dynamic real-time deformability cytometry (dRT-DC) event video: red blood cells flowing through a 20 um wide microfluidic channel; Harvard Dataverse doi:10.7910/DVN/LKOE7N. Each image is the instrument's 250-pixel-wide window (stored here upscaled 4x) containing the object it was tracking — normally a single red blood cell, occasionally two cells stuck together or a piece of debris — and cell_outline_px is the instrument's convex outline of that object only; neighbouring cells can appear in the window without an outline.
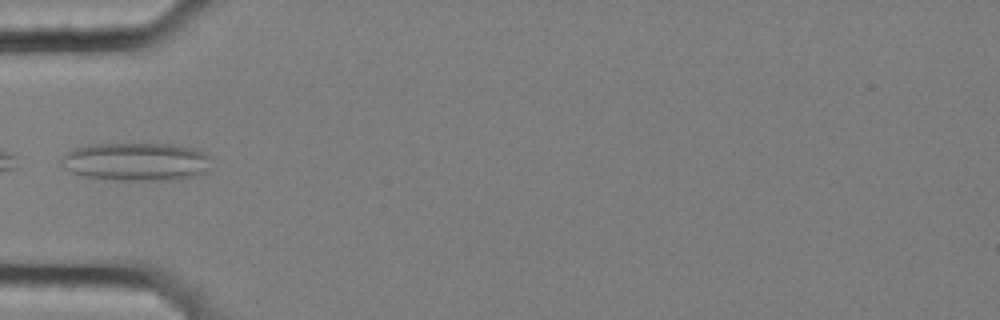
{"species": "common noctule bat (a hibernating species)", "species_latin": "Nyctalus noctula", "temperature_condition": "cold", "stored_images_in_passage": 6, "camera_frame_rate_fps": 3000, "um_per_image_px": 0.085, "animal": {"sex": "female", "body_mass_g": 25.1}, "frame": {"image": 1, "passage_image": 1, "time_ms": 0.0, "image_size_px": [1000, 320], "cell_outline_px": [[212, 168], [208, 172], [196, 176], [180, 180], [112, 180], [84, 176], [72, 172], [64, 168], [56, 160], [64, 152], [88, 144], [172, 144], [192, 148], [204, 152], [208, 156]], "centroid_in_image_um": [11.56, 13.75], "position_along_channel_um": 73.4, "area_um2": 34.1}}